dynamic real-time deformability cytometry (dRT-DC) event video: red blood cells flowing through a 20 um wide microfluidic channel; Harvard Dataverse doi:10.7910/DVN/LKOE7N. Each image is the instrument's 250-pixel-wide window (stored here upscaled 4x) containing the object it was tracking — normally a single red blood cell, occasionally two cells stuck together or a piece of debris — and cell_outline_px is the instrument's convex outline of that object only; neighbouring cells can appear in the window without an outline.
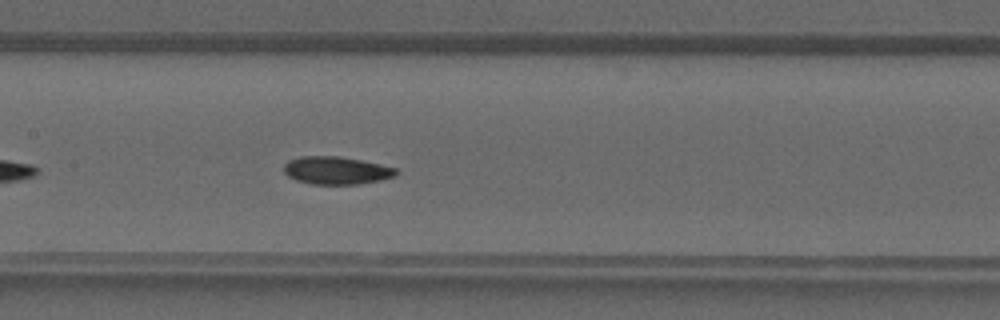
{"species": "common noctule bat (a hibernating species)", "species_latin": "Nyctalus noctula", "temperature_condition": "warm", "stored_images_in_passage": 33, "camera_frame_rate_fps": 3000, "um_per_image_px": 0.085, "animal": {"sex": "male", "forearm_length_mm": 52.5}, "frame": {"image": 1, "passage_image": 16, "time_ms": 5.0, "image_size_px": [1000, 320], "cell_outline_px": [[400, 172], [396, 176], [380, 180], [356, 184], [312, 184], [296, 180], [288, 176], [284, 172], [284, 164], [288, 160], [300, 156], [340, 156], [380, 164], [396, 168]], "centroid_in_image_um": [28.59, 14.48], "position_along_channel_um": 178.8, "area_um2": 18.21}}
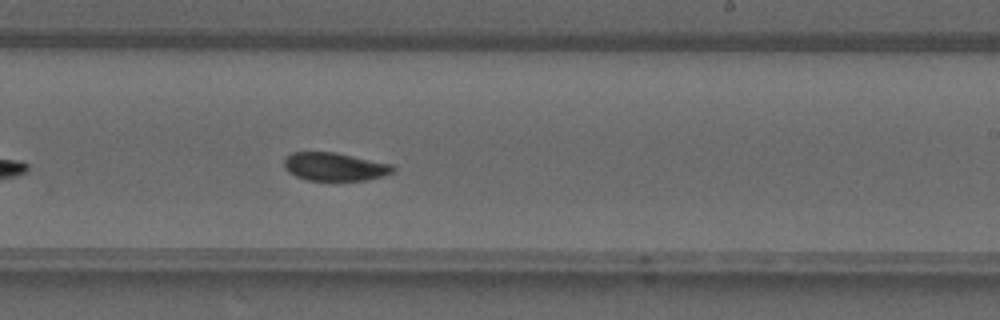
{"frame": {"image": 2, "passage_image": 21, "time_ms": 6.667, "image_size_px": [1000, 320], "cell_outline_px": [[396, 168], [392, 172], [384, 176], [368, 180], [308, 180], [296, 176], [288, 172], [284, 164], [284, 160], [292, 152], [336, 152], [392, 164]], "centroid_in_image_um": [28.47, 14.17], "position_along_channel_um": 260.5, "area_um2": 17.86}}
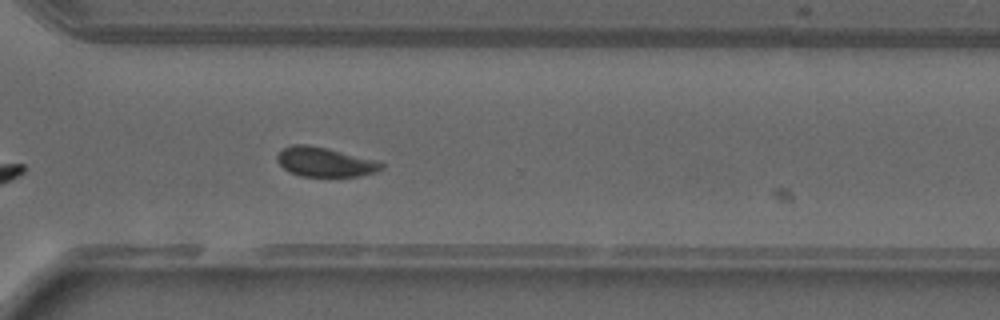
{"frame": {"image": 3, "passage_image": 26, "time_ms": 8.333, "image_size_px": [1000, 320], "cell_outline_px": [[384, 168], [376, 172], [360, 176], [300, 176], [284, 168], [276, 160], [276, 156], [284, 148], [292, 144], [308, 144], [328, 148], [384, 164]], "centroid_in_image_um": [27.57, 13.77], "position_along_channel_um": 343.0, "area_um2": 17.51}}